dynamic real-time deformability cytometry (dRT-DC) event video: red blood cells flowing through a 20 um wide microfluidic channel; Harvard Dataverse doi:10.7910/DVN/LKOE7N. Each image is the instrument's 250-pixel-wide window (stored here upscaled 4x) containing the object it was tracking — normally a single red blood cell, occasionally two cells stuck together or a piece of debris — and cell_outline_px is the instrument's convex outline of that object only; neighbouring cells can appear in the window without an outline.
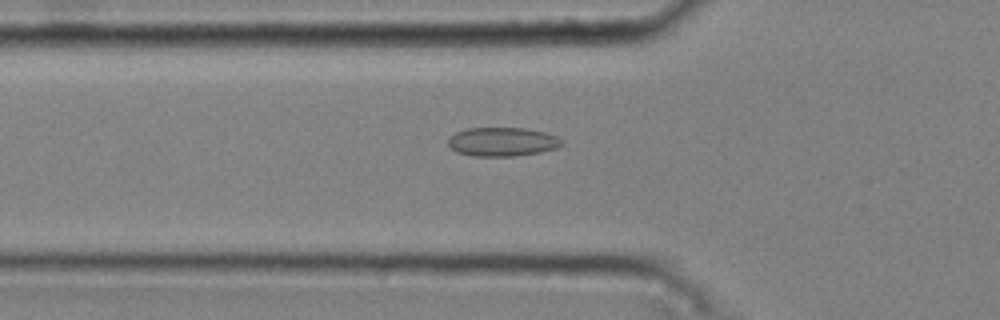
{"species": "common noctule bat (a hibernating species)", "species_latin": "Nyctalus noctula", "temperature_condition": "cold", "stored_images_in_passage": 43, "camera_frame_rate_fps": 3000, "um_per_image_px": 0.085, "animal": {"sex": "male", "body_mass_g": 20.4}, "frame": {"image": 1, "passage_image": 13, "time_ms": 4.0, "image_size_px": [1000, 320], "cell_outline_px": [[564, 144], [556, 148], [540, 152], [516, 156], [472, 156], [456, 152], [448, 144], [448, 140], [456, 132], [468, 128], [524, 128], [548, 132], [564, 140]], "centroid_in_image_um": [42.74, 12.05], "position_along_channel_um": 83.1, "area_um2": 19.25}}
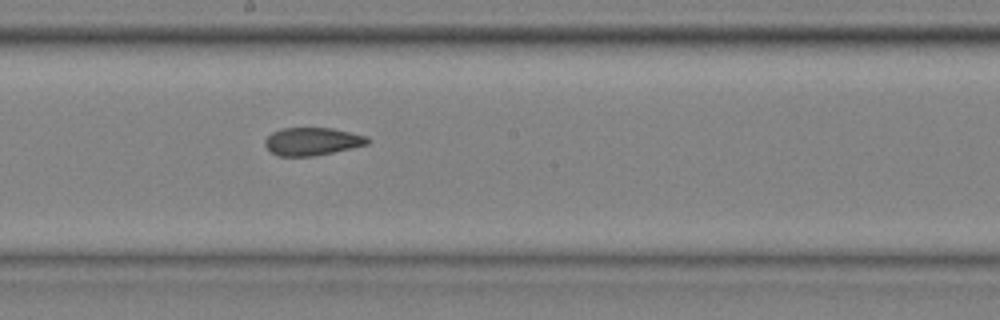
{"frame": {"image": 2, "passage_image": 24, "time_ms": 7.667, "image_size_px": [1000, 320], "cell_outline_px": [[372, 140], [368, 144], [352, 148], [316, 156], [276, 156], [264, 144], [264, 140], [272, 132], [280, 128], [332, 128], [368, 136]], "centroid_in_image_um": [26.56, 12.02], "position_along_channel_um": 221.6, "area_um2": 16.82}}
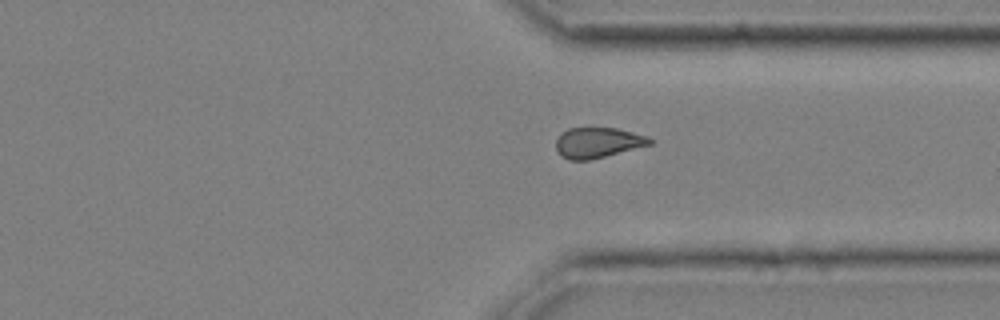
{"frame": {"image": 3, "passage_image": 35, "time_ms": 11.333, "image_size_px": [1000, 320], "cell_outline_px": [[652, 144], [588, 160], [568, 160], [560, 156], [556, 148], [556, 140], [560, 132], [568, 128], [616, 128], [648, 136], [652, 140]], "centroid_in_image_um": [50.77, 12.12], "position_along_channel_um": 360.6, "area_um2": 16.59}, "authors_computed_cell_mechanics": {"area_um2": 17.1666, "velocity_mm_per_s": 3.7673, "shape_relaxation_time_tau1_ms": null, "shape_relaxation_time_tau2_ms": 2.8046, "deformation_change_tau1": null, "deformation_change_tau2": 0.0711}}